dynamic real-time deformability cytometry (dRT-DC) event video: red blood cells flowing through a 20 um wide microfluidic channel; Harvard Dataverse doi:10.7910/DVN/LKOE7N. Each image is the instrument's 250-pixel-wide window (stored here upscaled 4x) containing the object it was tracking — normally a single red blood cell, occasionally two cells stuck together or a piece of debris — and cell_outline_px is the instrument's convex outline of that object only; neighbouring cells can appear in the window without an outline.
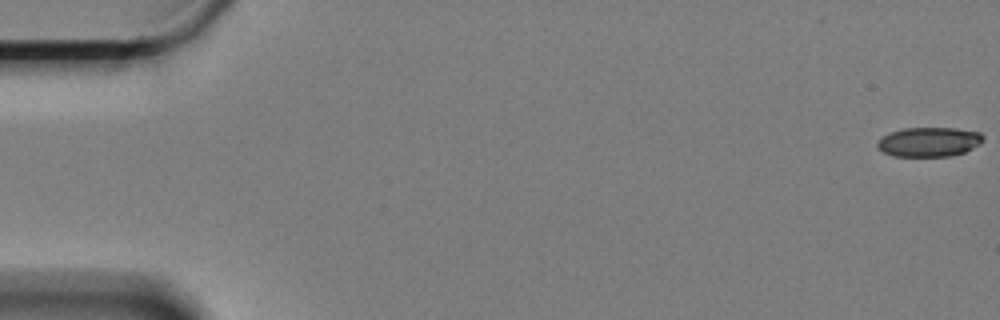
{"species": "Egyptian fruit bat (a non-hibernating species)", "species_latin": "Rousettus aegyptiacus", "temperature_condition": "cold", "stored_images_in_passage": 61, "camera_frame_rate_fps": 3000, "um_per_image_px": 0.085, "animal": {"sex": "female"}, "frame": {"image": 1, "passage_image": 1, "time_ms": 0.0, "image_size_px": [1000, 320], "cell_outline_px": [[984, 140], [980, 144], [964, 152], [952, 156], [892, 156], [876, 148], [876, 144], [880, 136], [904, 128], [956, 128], [980, 132], [984, 136]], "centroid_in_image_um": [78.96, 12.06], "position_along_channel_um": 6.0, "area_um2": 18.32}}
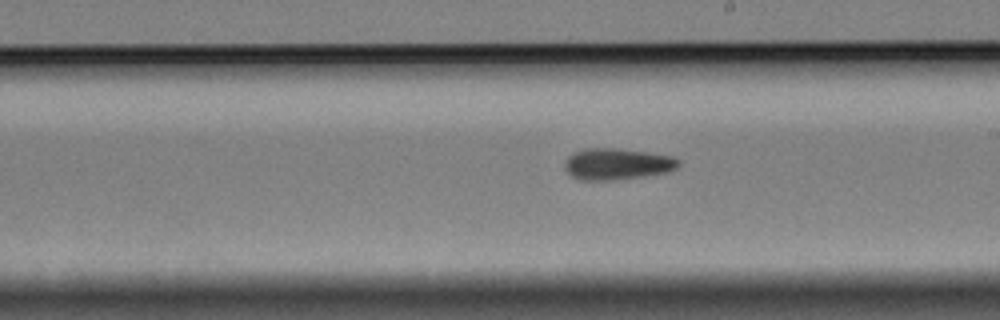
{"frame": {"image": 2, "passage_image": 35, "time_ms": 11.333, "image_size_px": [1000, 320], "cell_outline_px": [[680, 164], [676, 168], [668, 172], [644, 176], [612, 180], [580, 180], [572, 176], [564, 168], [564, 164], [568, 156], [584, 148], [612, 148], [644, 152], [672, 156], [680, 160]], "centroid_in_image_um": [52.45, 13.94], "position_along_channel_um": 236.6, "area_um2": 20.69}}
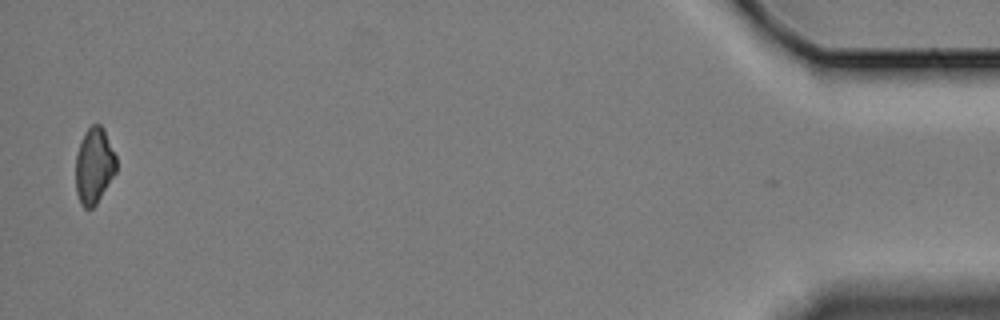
{"frame": {"image": 3, "passage_image": 60, "time_ms": 19.667, "image_size_px": [1000, 320], "cell_outline_px": [[116, 172], [96, 204], [92, 208], [84, 208], [80, 204], [76, 192], [76, 156], [84, 132], [92, 124], [100, 124], [104, 128], [116, 156]], "centroid_in_image_um": [8.0, 14.08], "position_along_channel_um": 427.2, "area_um2": 17.98}}